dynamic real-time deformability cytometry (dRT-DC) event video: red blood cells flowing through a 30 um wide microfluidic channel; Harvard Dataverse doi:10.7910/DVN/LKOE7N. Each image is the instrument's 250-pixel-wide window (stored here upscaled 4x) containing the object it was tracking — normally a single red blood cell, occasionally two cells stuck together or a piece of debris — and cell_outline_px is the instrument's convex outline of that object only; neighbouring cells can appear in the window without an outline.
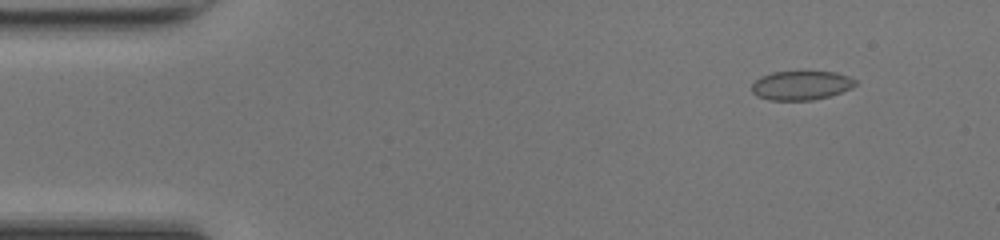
{"species": "common noctule bat (a hibernating species)", "species_latin": "Nyctalus noctula", "temperature_condition": "room temperature", "stored_images_in_passage": 46, "camera_frame_rate_fps": 3000, "um_per_image_px": 0.085, "animal": {"sex": "female", "body_mass_g": 17.0, "forearm_length_mm": 48.0}, "frame": {"image": 1, "passage_image": 5, "time_ms": 1.333, "image_size_px": [1000, 240], "cell_outline_px": [[856, 84], [852, 88], [828, 96], [812, 100], [768, 100], [756, 96], [752, 92], [752, 84], [760, 76], [772, 72], [836, 72], [848, 76], [856, 80]], "centroid_in_image_um": [68.07, 7.26], "position_along_channel_um": 16.9, "area_um2": 17.51}}
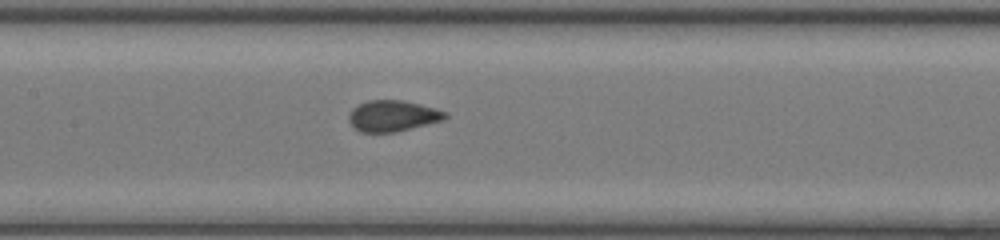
{"frame": {"image": 2, "passage_image": 23, "time_ms": 7.333, "image_size_px": [1000, 240], "cell_outline_px": [[448, 116], [444, 120], [396, 132], [360, 132], [348, 120], [348, 116], [352, 108], [368, 100], [404, 100], [436, 108], [448, 112]], "centroid_in_image_um": [33.41, 9.84], "position_along_channel_um": 174.0, "area_um2": 17.51}}
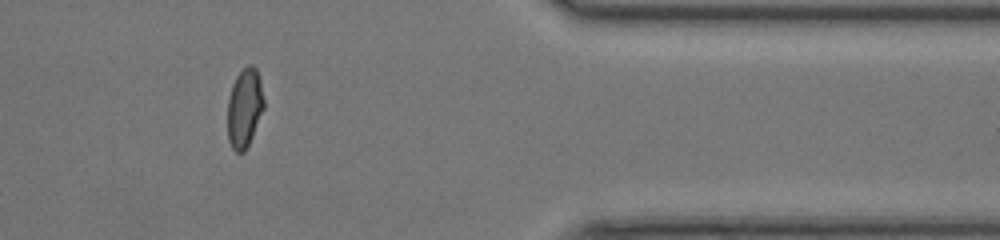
{"frame": {"image": 3, "passage_image": 40, "time_ms": 13.0, "image_size_px": [1000, 240], "cell_outline_px": [[264, 108], [252, 136], [244, 152], [236, 152], [232, 148], [228, 140], [228, 96], [232, 84], [236, 76], [248, 64], [252, 64], [256, 68], [260, 80], [264, 100]], "centroid_in_image_um": [20.78, 9.15], "position_along_channel_um": 390.6, "area_um2": 16.7}}